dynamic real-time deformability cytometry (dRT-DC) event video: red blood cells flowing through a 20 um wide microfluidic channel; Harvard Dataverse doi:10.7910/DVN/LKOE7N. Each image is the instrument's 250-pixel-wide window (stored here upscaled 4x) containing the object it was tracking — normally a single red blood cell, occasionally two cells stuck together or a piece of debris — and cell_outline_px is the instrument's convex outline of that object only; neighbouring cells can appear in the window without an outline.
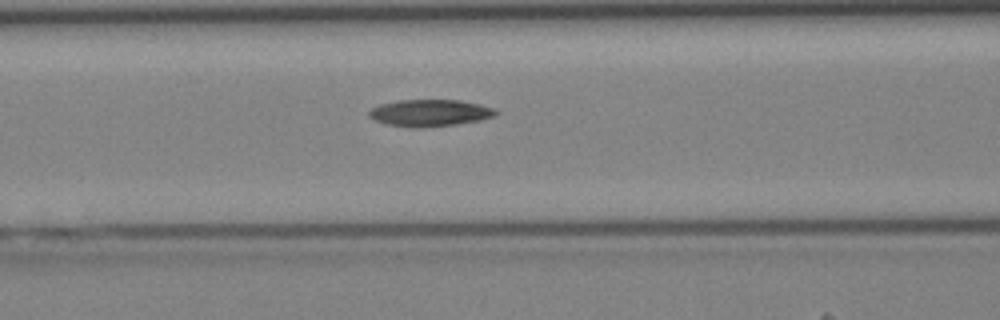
{"species": "Egyptian fruit bat (a non-hibernating species)", "species_latin": "Rousettus aegyptiacus", "temperature_condition": "cold", "stored_images_in_passage": 34, "segment_of_instrument_passage": [1, 2], "camera_frame_rate_fps": 3000, "um_per_image_px": 0.085, "animal": {"sex": "female"}, "frame": {"image": 1, "passage_image": 9, "time_ms": 2.667, "image_size_px": [1000, 320], "cell_outline_px": [[496, 112], [492, 116], [480, 120], [456, 124], [416, 128], [412, 128], [384, 124], [368, 116], [368, 112], [372, 108], [380, 104], [400, 100], [460, 100], [480, 104], [492, 108]], "centroid_in_image_um": [36.48, 9.6], "position_along_channel_um": 130.1, "area_um2": 19.65}}
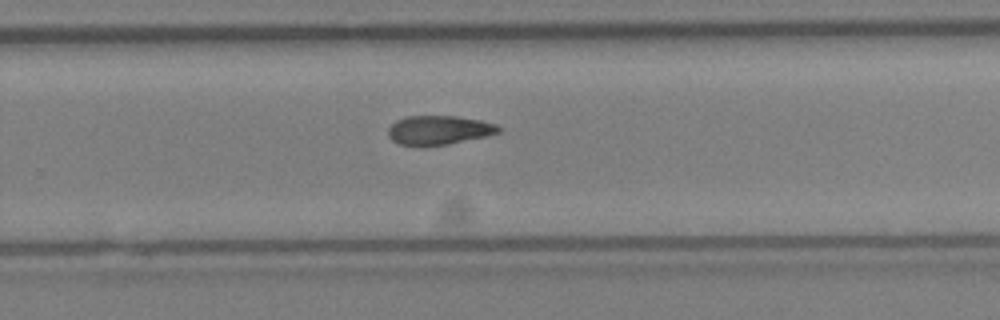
{"frame": {"image": 2, "passage_image": 19, "time_ms": 6.0, "image_size_px": [1000, 320], "cell_outline_px": [[500, 132], [484, 136], [448, 144], [424, 148], [420, 148], [396, 144], [388, 136], [388, 128], [396, 120], [408, 116], [456, 116], [480, 120], [496, 124], [500, 128]], "centroid_in_image_um": [37.23, 11.09], "position_along_channel_um": 292.6, "area_um2": 19.07}}
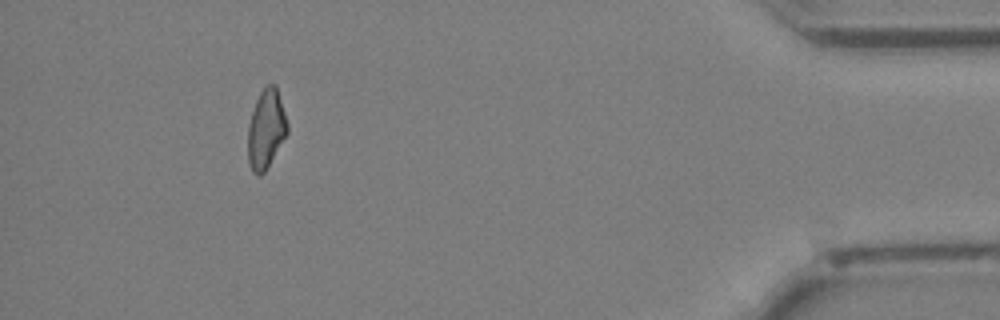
{"frame": {"image": 3, "passage_image": 30, "time_ms": 9.667, "image_size_px": [1000, 320], "cell_outline_px": [[288, 132], [264, 172], [260, 176], [256, 176], [252, 172], [248, 164], [248, 124], [256, 100], [260, 92], [268, 84], [276, 84], [288, 124]], "centroid_in_image_um": [22.6, 10.99], "position_along_channel_um": 412.6, "area_um2": 18.15}}